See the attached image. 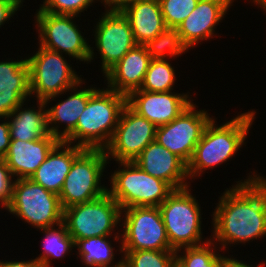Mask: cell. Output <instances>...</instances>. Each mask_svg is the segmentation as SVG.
I'll return each mask as SVG.
<instances>
[{"instance_id":"e575fe53","label":"cell","mask_w":266,"mask_h":267,"mask_svg":"<svg viewBox=\"0 0 266 267\" xmlns=\"http://www.w3.org/2000/svg\"><path fill=\"white\" fill-rule=\"evenodd\" d=\"M0 121V159H3L8 151L11 136L8 119L3 118Z\"/></svg>"},{"instance_id":"ab89813d","label":"cell","mask_w":266,"mask_h":267,"mask_svg":"<svg viewBox=\"0 0 266 267\" xmlns=\"http://www.w3.org/2000/svg\"><path fill=\"white\" fill-rule=\"evenodd\" d=\"M170 267H185L177 258L171 263Z\"/></svg>"},{"instance_id":"f35d334b","label":"cell","mask_w":266,"mask_h":267,"mask_svg":"<svg viewBox=\"0 0 266 267\" xmlns=\"http://www.w3.org/2000/svg\"><path fill=\"white\" fill-rule=\"evenodd\" d=\"M250 1L251 3L253 2L257 7H260L263 12L265 11L264 14L266 13V0H250Z\"/></svg>"},{"instance_id":"5bb4252c","label":"cell","mask_w":266,"mask_h":267,"mask_svg":"<svg viewBox=\"0 0 266 267\" xmlns=\"http://www.w3.org/2000/svg\"><path fill=\"white\" fill-rule=\"evenodd\" d=\"M157 127L126 105L110 144L104 149L108 161H134L147 145L155 141Z\"/></svg>"},{"instance_id":"2e32d148","label":"cell","mask_w":266,"mask_h":267,"mask_svg":"<svg viewBox=\"0 0 266 267\" xmlns=\"http://www.w3.org/2000/svg\"><path fill=\"white\" fill-rule=\"evenodd\" d=\"M236 0H199L196 8L177 27L183 42L194 49L217 36L216 27L226 17ZM202 42V43H201Z\"/></svg>"},{"instance_id":"4fadbf2b","label":"cell","mask_w":266,"mask_h":267,"mask_svg":"<svg viewBox=\"0 0 266 267\" xmlns=\"http://www.w3.org/2000/svg\"><path fill=\"white\" fill-rule=\"evenodd\" d=\"M101 16V18H100ZM95 23V49L100 54L103 75L136 44L128 19L120 10H104Z\"/></svg>"},{"instance_id":"d6a6232c","label":"cell","mask_w":266,"mask_h":267,"mask_svg":"<svg viewBox=\"0 0 266 267\" xmlns=\"http://www.w3.org/2000/svg\"><path fill=\"white\" fill-rule=\"evenodd\" d=\"M15 178L6 162L0 159V206L6 209L13 197V185Z\"/></svg>"},{"instance_id":"ba28073f","label":"cell","mask_w":266,"mask_h":267,"mask_svg":"<svg viewBox=\"0 0 266 267\" xmlns=\"http://www.w3.org/2000/svg\"><path fill=\"white\" fill-rule=\"evenodd\" d=\"M76 17L52 14L38 8L33 20L38 33L37 43L46 49L88 64L97 58L94 56L97 53H94L88 38L84 37L82 30H79L81 28L76 24Z\"/></svg>"},{"instance_id":"d4e9b609","label":"cell","mask_w":266,"mask_h":267,"mask_svg":"<svg viewBox=\"0 0 266 267\" xmlns=\"http://www.w3.org/2000/svg\"><path fill=\"white\" fill-rule=\"evenodd\" d=\"M112 240L113 242L116 240L115 242H118L119 244V249L116 251L115 247L112 246ZM75 250L78 252L76 253L78 254L77 260L79 256L80 262H82L85 267H110L117 265L123 260L121 236L112 237V235H110L79 239L75 243ZM117 251H119L121 257H119L120 260L118 262L113 263L115 262V253Z\"/></svg>"},{"instance_id":"3957f363","label":"cell","mask_w":266,"mask_h":267,"mask_svg":"<svg viewBox=\"0 0 266 267\" xmlns=\"http://www.w3.org/2000/svg\"><path fill=\"white\" fill-rule=\"evenodd\" d=\"M127 96L108 87L91 95L76 128L63 140L86 149H105L111 142Z\"/></svg>"},{"instance_id":"484cf974","label":"cell","mask_w":266,"mask_h":267,"mask_svg":"<svg viewBox=\"0 0 266 267\" xmlns=\"http://www.w3.org/2000/svg\"><path fill=\"white\" fill-rule=\"evenodd\" d=\"M39 230L44 234L42 239L43 251L35 258L40 267H53L51 263L53 259H64L70 254V251L73 252L75 242L63 222Z\"/></svg>"},{"instance_id":"b9f144b4","label":"cell","mask_w":266,"mask_h":267,"mask_svg":"<svg viewBox=\"0 0 266 267\" xmlns=\"http://www.w3.org/2000/svg\"><path fill=\"white\" fill-rule=\"evenodd\" d=\"M224 267H235L230 261H228Z\"/></svg>"},{"instance_id":"1f68e13d","label":"cell","mask_w":266,"mask_h":267,"mask_svg":"<svg viewBox=\"0 0 266 267\" xmlns=\"http://www.w3.org/2000/svg\"><path fill=\"white\" fill-rule=\"evenodd\" d=\"M39 6L42 11L58 15L80 16L98 0H43Z\"/></svg>"},{"instance_id":"7a4b0ae2","label":"cell","mask_w":266,"mask_h":267,"mask_svg":"<svg viewBox=\"0 0 266 267\" xmlns=\"http://www.w3.org/2000/svg\"><path fill=\"white\" fill-rule=\"evenodd\" d=\"M255 115L256 111L252 109L235 115L219 126L215 117L210 121L187 164L190 181L200 178L206 170L231 161L242 146H247V136L256 119Z\"/></svg>"},{"instance_id":"d590c367","label":"cell","mask_w":266,"mask_h":267,"mask_svg":"<svg viewBox=\"0 0 266 267\" xmlns=\"http://www.w3.org/2000/svg\"><path fill=\"white\" fill-rule=\"evenodd\" d=\"M5 261V262H4ZM0 260V267H40L38 262L35 259H29V260H14L12 261H6V260Z\"/></svg>"},{"instance_id":"60d3db41","label":"cell","mask_w":266,"mask_h":267,"mask_svg":"<svg viewBox=\"0 0 266 267\" xmlns=\"http://www.w3.org/2000/svg\"><path fill=\"white\" fill-rule=\"evenodd\" d=\"M110 267H129L128 264L122 260L120 263H118L117 265L115 266H110Z\"/></svg>"},{"instance_id":"ac0fdd59","label":"cell","mask_w":266,"mask_h":267,"mask_svg":"<svg viewBox=\"0 0 266 267\" xmlns=\"http://www.w3.org/2000/svg\"><path fill=\"white\" fill-rule=\"evenodd\" d=\"M151 60L144 45H135L103 75L104 82H107L105 85L112 91L128 96L143 85Z\"/></svg>"},{"instance_id":"7402d4cb","label":"cell","mask_w":266,"mask_h":267,"mask_svg":"<svg viewBox=\"0 0 266 267\" xmlns=\"http://www.w3.org/2000/svg\"><path fill=\"white\" fill-rule=\"evenodd\" d=\"M84 149L60 140L30 179L46 190L59 195L72 163Z\"/></svg>"},{"instance_id":"44dd1931","label":"cell","mask_w":266,"mask_h":267,"mask_svg":"<svg viewBox=\"0 0 266 267\" xmlns=\"http://www.w3.org/2000/svg\"><path fill=\"white\" fill-rule=\"evenodd\" d=\"M59 141L51 134L33 141L11 139L3 160L15 179H30Z\"/></svg>"},{"instance_id":"30bf717a","label":"cell","mask_w":266,"mask_h":267,"mask_svg":"<svg viewBox=\"0 0 266 267\" xmlns=\"http://www.w3.org/2000/svg\"><path fill=\"white\" fill-rule=\"evenodd\" d=\"M5 210L37 228V231L63 222L59 195L46 190L31 179H15L13 197Z\"/></svg>"},{"instance_id":"cb8c5ba5","label":"cell","mask_w":266,"mask_h":267,"mask_svg":"<svg viewBox=\"0 0 266 267\" xmlns=\"http://www.w3.org/2000/svg\"><path fill=\"white\" fill-rule=\"evenodd\" d=\"M28 101L30 100L22 102L7 116L11 139L33 141L50 134L45 102L36 100L37 107L35 105H29L30 107L28 108Z\"/></svg>"},{"instance_id":"5b68a950","label":"cell","mask_w":266,"mask_h":267,"mask_svg":"<svg viewBox=\"0 0 266 267\" xmlns=\"http://www.w3.org/2000/svg\"><path fill=\"white\" fill-rule=\"evenodd\" d=\"M37 47L34 54L26 57L29 66L31 99L36 97L35 100L51 105L50 102H56L59 96L62 97L68 89L79 83L83 75L77 74L75 68L70 62L68 63L65 58L68 56L40 45Z\"/></svg>"},{"instance_id":"e0dca14e","label":"cell","mask_w":266,"mask_h":267,"mask_svg":"<svg viewBox=\"0 0 266 267\" xmlns=\"http://www.w3.org/2000/svg\"><path fill=\"white\" fill-rule=\"evenodd\" d=\"M149 175L168 183L174 190L190 186L187 164L164 146L153 141L133 161Z\"/></svg>"},{"instance_id":"7c38bea8","label":"cell","mask_w":266,"mask_h":267,"mask_svg":"<svg viewBox=\"0 0 266 267\" xmlns=\"http://www.w3.org/2000/svg\"><path fill=\"white\" fill-rule=\"evenodd\" d=\"M194 102L177 118L157 127L155 141L188 164L206 126L214 118Z\"/></svg>"},{"instance_id":"8fae6325","label":"cell","mask_w":266,"mask_h":267,"mask_svg":"<svg viewBox=\"0 0 266 267\" xmlns=\"http://www.w3.org/2000/svg\"><path fill=\"white\" fill-rule=\"evenodd\" d=\"M121 230L123 251L174 250L168 241L159 207L122 209Z\"/></svg>"},{"instance_id":"83f0119b","label":"cell","mask_w":266,"mask_h":267,"mask_svg":"<svg viewBox=\"0 0 266 267\" xmlns=\"http://www.w3.org/2000/svg\"><path fill=\"white\" fill-rule=\"evenodd\" d=\"M151 59H176L190 49L183 42L177 28H166L153 40L144 44Z\"/></svg>"},{"instance_id":"52a82bcc","label":"cell","mask_w":266,"mask_h":267,"mask_svg":"<svg viewBox=\"0 0 266 267\" xmlns=\"http://www.w3.org/2000/svg\"><path fill=\"white\" fill-rule=\"evenodd\" d=\"M110 162L104 149H84L74 160L59 194L62 209L86 203L107 193L108 185L102 184ZM102 179V180H101Z\"/></svg>"},{"instance_id":"9a60e30c","label":"cell","mask_w":266,"mask_h":267,"mask_svg":"<svg viewBox=\"0 0 266 267\" xmlns=\"http://www.w3.org/2000/svg\"><path fill=\"white\" fill-rule=\"evenodd\" d=\"M150 92L135 90L127 96V105L156 127L177 118L194 101L189 92Z\"/></svg>"},{"instance_id":"9c48e42d","label":"cell","mask_w":266,"mask_h":267,"mask_svg":"<svg viewBox=\"0 0 266 267\" xmlns=\"http://www.w3.org/2000/svg\"><path fill=\"white\" fill-rule=\"evenodd\" d=\"M121 213L120 205L106 193L93 201L63 209V223L75 243L90 237L121 236Z\"/></svg>"},{"instance_id":"f1b7e54d","label":"cell","mask_w":266,"mask_h":267,"mask_svg":"<svg viewBox=\"0 0 266 267\" xmlns=\"http://www.w3.org/2000/svg\"><path fill=\"white\" fill-rule=\"evenodd\" d=\"M169 59H152L140 90L150 92H168L174 90L176 70Z\"/></svg>"},{"instance_id":"836d02e7","label":"cell","mask_w":266,"mask_h":267,"mask_svg":"<svg viewBox=\"0 0 266 267\" xmlns=\"http://www.w3.org/2000/svg\"><path fill=\"white\" fill-rule=\"evenodd\" d=\"M25 0H0V28L23 8ZM12 17V18H11ZM7 21V22H6Z\"/></svg>"},{"instance_id":"6da1fadb","label":"cell","mask_w":266,"mask_h":267,"mask_svg":"<svg viewBox=\"0 0 266 267\" xmlns=\"http://www.w3.org/2000/svg\"><path fill=\"white\" fill-rule=\"evenodd\" d=\"M257 173L226 188L212 212L211 240L223 253L266 237V176Z\"/></svg>"},{"instance_id":"603a6c76","label":"cell","mask_w":266,"mask_h":267,"mask_svg":"<svg viewBox=\"0 0 266 267\" xmlns=\"http://www.w3.org/2000/svg\"><path fill=\"white\" fill-rule=\"evenodd\" d=\"M120 11L130 23L136 44L144 45L167 28L159 0H137Z\"/></svg>"},{"instance_id":"74e56055","label":"cell","mask_w":266,"mask_h":267,"mask_svg":"<svg viewBox=\"0 0 266 267\" xmlns=\"http://www.w3.org/2000/svg\"><path fill=\"white\" fill-rule=\"evenodd\" d=\"M235 267H266V261H262L260 262V264L258 265H249L248 263H246L245 261L243 262L242 260H239L236 258L233 257V255L230 257V260H229Z\"/></svg>"},{"instance_id":"8992f818","label":"cell","mask_w":266,"mask_h":267,"mask_svg":"<svg viewBox=\"0 0 266 267\" xmlns=\"http://www.w3.org/2000/svg\"><path fill=\"white\" fill-rule=\"evenodd\" d=\"M116 163L119 167L109 175L107 193L121 209L158 207L174 191L168 183L144 172L133 161Z\"/></svg>"},{"instance_id":"f546056e","label":"cell","mask_w":266,"mask_h":267,"mask_svg":"<svg viewBox=\"0 0 266 267\" xmlns=\"http://www.w3.org/2000/svg\"><path fill=\"white\" fill-rule=\"evenodd\" d=\"M175 258V250L123 251V260L129 267H170Z\"/></svg>"},{"instance_id":"4dcf8cb0","label":"cell","mask_w":266,"mask_h":267,"mask_svg":"<svg viewBox=\"0 0 266 267\" xmlns=\"http://www.w3.org/2000/svg\"><path fill=\"white\" fill-rule=\"evenodd\" d=\"M199 0H159L167 28H177L196 8Z\"/></svg>"},{"instance_id":"4316f807","label":"cell","mask_w":266,"mask_h":267,"mask_svg":"<svg viewBox=\"0 0 266 267\" xmlns=\"http://www.w3.org/2000/svg\"><path fill=\"white\" fill-rule=\"evenodd\" d=\"M221 249L210 239L204 244L176 250V258L185 267H224L230 255H221Z\"/></svg>"},{"instance_id":"d6986e66","label":"cell","mask_w":266,"mask_h":267,"mask_svg":"<svg viewBox=\"0 0 266 267\" xmlns=\"http://www.w3.org/2000/svg\"><path fill=\"white\" fill-rule=\"evenodd\" d=\"M85 83L87 82L83 78L79 83L66 91L68 93L66 99L61 101L58 99V102L53 106L46 105L48 106L49 132L59 140H64L76 128L79 116L84 111L90 95L97 89V86L94 87L93 85L85 88ZM83 84L84 88L82 87ZM61 125H65L63 129L60 127Z\"/></svg>"},{"instance_id":"ffe728a7","label":"cell","mask_w":266,"mask_h":267,"mask_svg":"<svg viewBox=\"0 0 266 267\" xmlns=\"http://www.w3.org/2000/svg\"><path fill=\"white\" fill-rule=\"evenodd\" d=\"M30 98L27 58L0 61V119L7 118L22 102Z\"/></svg>"},{"instance_id":"8d00e7d4","label":"cell","mask_w":266,"mask_h":267,"mask_svg":"<svg viewBox=\"0 0 266 267\" xmlns=\"http://www.w3.org/2000/svg\"><path fill=\"white\" fill-rule=\"evenodd\" d=\"M137 0H98L103 4L105 10H121L125 5Z\"/></svg>"},{"instance_id":"277c9868","label":"cell","mask_w":266,"mask_h":267,"mask_svg":"<svg viewBox=\"0 0 266 267\" xmlns=\"http://www.w3.org/2000/svg\"><path fill=\"white\" fill-rule=\"evenodd\" d=\"M191 190V186L176 189L158 206L168 241L175 251L198 246L211 239V236L205 239L202 236L201 204Z\"/></svg>"}]
</instances>
